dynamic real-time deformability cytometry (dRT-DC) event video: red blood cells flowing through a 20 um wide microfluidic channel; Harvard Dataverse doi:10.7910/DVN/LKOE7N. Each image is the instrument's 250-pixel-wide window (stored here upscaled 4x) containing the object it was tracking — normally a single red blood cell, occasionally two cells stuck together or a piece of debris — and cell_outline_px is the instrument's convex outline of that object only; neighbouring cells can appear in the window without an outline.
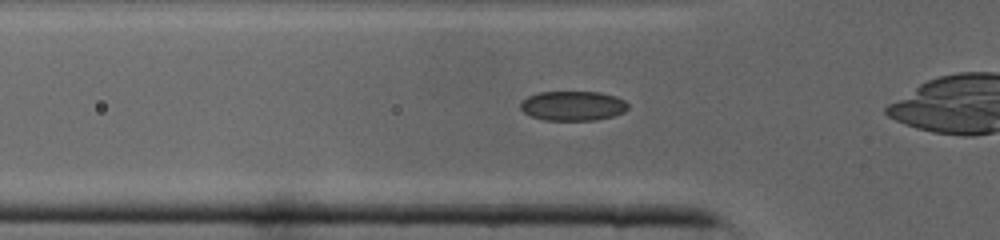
{"species": "common noctule bat (a hibernating species)", "species_latin": "Nyctalus noctula", "temperature_condition": "cold", "stored_images_in_passage": 29, "camera_frame_rate_fps": 3000, "um_per_image_px": 0.085, "animal": {"sex": "male", "body_mass_g": 19.0, "forearm_length_mm": 50.8}, "frame": {"image": 1, "passage_image": 9, "time_ms": 2.667, "image_size_px": [1000, 240], "cell_outline_px": [[628, 108], [624, 112], [612, 116], [596, 120], [544, 120], [532, 116], [524, 112], [520, 108], [520, 100], [528, 96], [540, 92], [600, 92], [616, 96], [624, 100], [628, 104]], "centroid_in_image_um": [48.69, 8.99], "position_along_channel_um": 77.1, "area_um2": 18.61}}
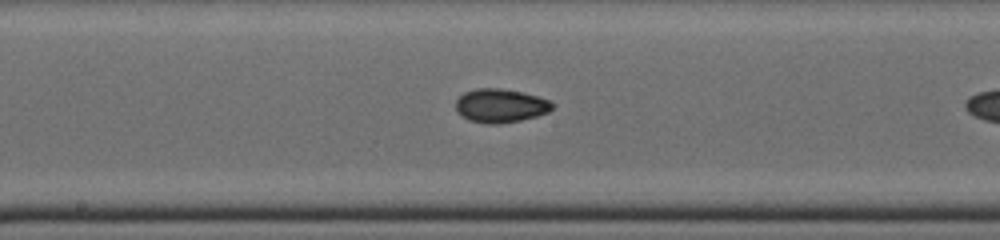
{"frame": {"image": 2, "passage_image": 17, "time_ms": 5.333, "image_size_px": [1000, 240], "cell_outline_px": [[552, 108], [548, 112], [536, 116], [520, 120], [500, 124], [484, 124], [468, 120], [460, 116], [456, 112], [456, 100], [464, 92], [476, 88], [500, 88], [520, 92], [536, 96], [548, 100], [552, 104]], "centroid_in_image_um": [42.47, 8.99], "position_along_channel_um": 205.7, "area_um2": 18.96}}
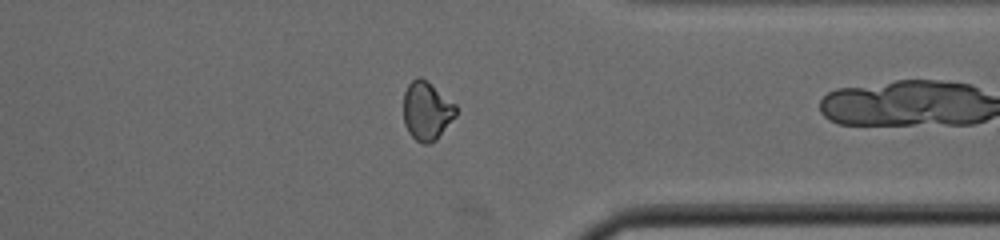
{"frame": {"image": 3, "passage_image": 28, "time_ms": 9.0, "image_size_px": [1000, 240], "cell_outline_px": [[456, 116], [436, 140], [428, 144], [420, 144], [408, 132], [404, 124], [404, 92], [408, 84], [416, 76], [420, 76], [456, 104]], "centroid_in_image_um": [36.26, 9.44], "position_along_channel_um": 375.1, "area_um2": 17.92}}